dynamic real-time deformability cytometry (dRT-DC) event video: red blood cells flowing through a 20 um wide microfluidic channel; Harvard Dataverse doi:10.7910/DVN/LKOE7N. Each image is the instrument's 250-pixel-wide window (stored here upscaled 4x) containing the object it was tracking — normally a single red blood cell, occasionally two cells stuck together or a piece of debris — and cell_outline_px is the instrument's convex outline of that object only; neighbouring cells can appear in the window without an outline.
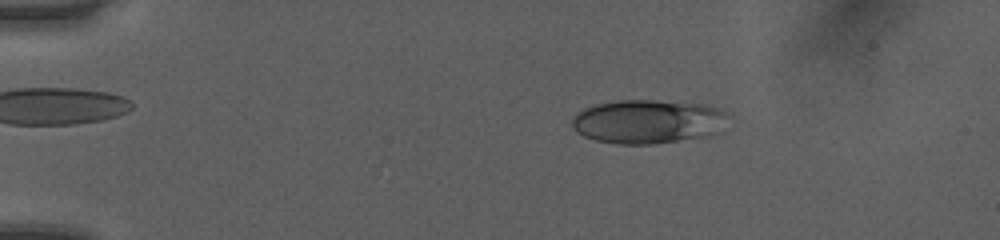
{"species": "human", "species_latin": "Homo sapiens", "temperature_condition": "room temperature", "stored_images_in_passage": 50, "camera_frame_rate_fps": 3000, "um_per_image_px": 0.085, "donor": {"sex": "female"}, "frame": {"image": 1, "passage_image": 9, "time_ms": 2.667, "image_size_px": [1000, 240], "cell_outline_px": [[732, 116], [724, 132], [712, 136], [652, 144], [620, 144], [596, 140], [584, 136], [576, 132], [572, 128], [572, 116], [584, 108], [596, 104], [620, 100], [652, 100], [704, 104], [720, 108], [728, 112]], "centroid_in_image_um": [55.2, 10.34], "position_along_channel_um": 29.8, "area_um2": 40.92}}
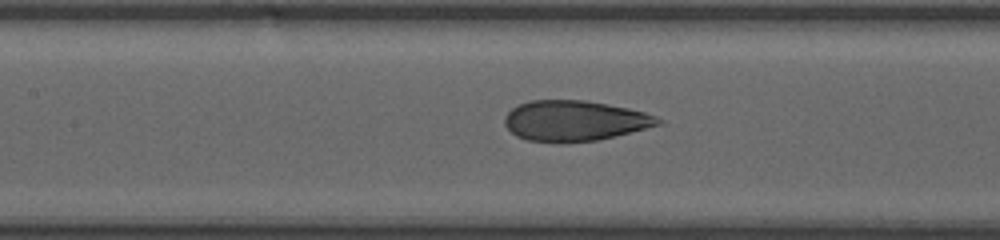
{"frame": {"image": 2, "passage_image": 24, "time_ms": 7.667, "image_size_px": [1000, 240], "cell_outline_px": [[664, 120], [660, 124], [596, 140], [560, 144], [528, 140], [516, 136], [504, 124], [504, 116], [512, 108], [520, 104], [532, 100], [584, 100], [608, 104], [628, 108], [644, 112], [656, 116]], "centroid_in_image_um": [48.8, 10.27], "position_along_channel_um": 158.6, "area_um2": 36.13}}
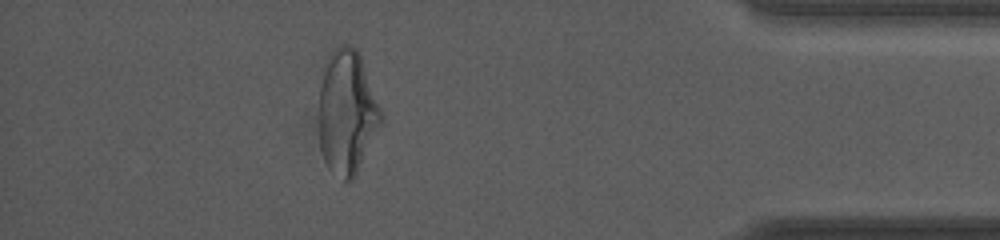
{"frame": {"image": 3, "passage_image": 45, "time_ms": 14.667, "image_size_px": [1000, 240], "cell_outline_px": [[384, 120], [356, 176], [348, 184], [344, 184], [328, 168], [324, 160], [320, 148], [320, 84], [324, 64], [332, 48], [340, 44], [348, 44], [356, 48], [360, 56], [384, 116]], "centroid_in_image_um": [29.51, 9.58], "position_along_channel_um": 405.7, "area_um2": 45.55}, "authors_computed_cell_mechanics": {"area_um2": 39.4774, "velocity_mm_per_s": 4.0661, "shape_relaxation_time_tau1_ms": 3.5933, "shape_relaxation_time_tau2_ms": 1.0856, "deformation_change_tau1": 0.1317, "deformation_change_tau2": 0.0862}}